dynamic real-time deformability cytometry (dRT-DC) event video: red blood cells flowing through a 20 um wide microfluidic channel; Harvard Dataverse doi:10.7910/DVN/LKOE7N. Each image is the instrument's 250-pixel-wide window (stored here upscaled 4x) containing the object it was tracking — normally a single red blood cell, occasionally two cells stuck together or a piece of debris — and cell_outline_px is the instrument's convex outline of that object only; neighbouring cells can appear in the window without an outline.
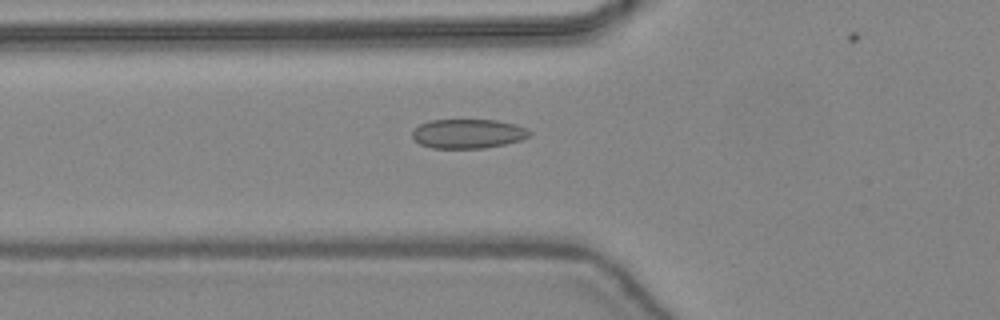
{"species": "common noctule bat (a hibernating species)", "species_latin": "Nyctalus noctula", "temperature_condition": "warm", "stored_images_in_passage": 29, "camera_frame_rate_fps": 3000, "um_per_image_px": 0.085, "animal": {"sex": "female", "body_mass_g": 24.6, "forearm_length_mm": 56.2}, "frame": {"image": 1, "passage_image": 5, "time_ms": 1.333, "image_size_px": [1000, 320], "cell_outline_px": [[532, 132], [528, 136], [520, 140], [504, 144], [484, 148], [432, 148], [420, 144], [412, 136], [412, 132], [420, 124], [432, 120], [496, 120], [516, 124]], "centroid_in_image_um": [39.78, 11.36], "position_along_channel_um": 86.0, "area_um2": 19.83}}
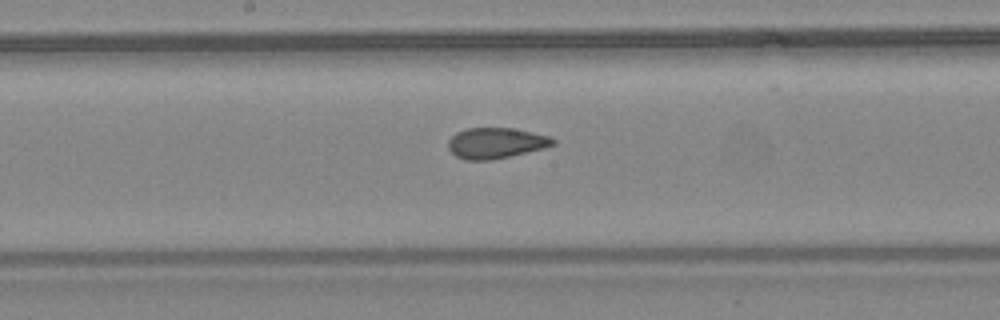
{"frame": {"image": 2, "passage_image": 13, "time_ms": 4.0, "image_size_px": [1000, 320], "cell_outline_px": [[556, 144], [544, 148], [492, 160], [464, 160], [456, 156], [448, 148], [448, 140], [456, 132], [468, 128], [516, 128], [552, 136], [556, 140]], "centroid_in_image_um": [42.18, 12.15], "position_along_channel_um": 206.0, "area_um2": 18.96}}
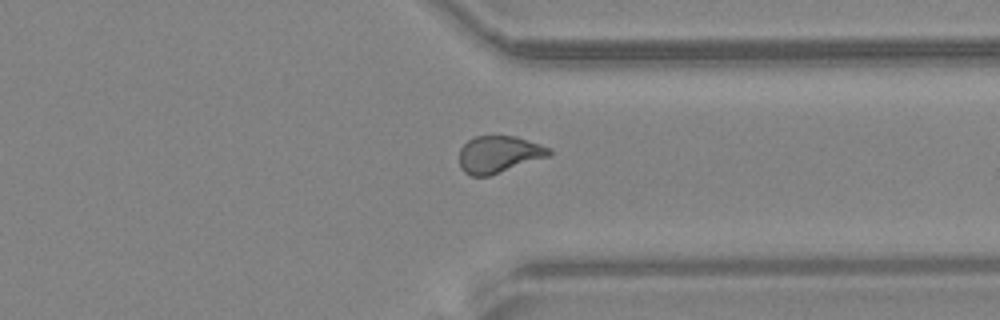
{"frame": {"image": 3, "passage_image": 24, "time_ms": 7.667, "image_size_px": [1000, 320], "cell_outline_px": [[552, 152], [548, 156], [488, 176], [472, 176], [464, 172], [460, 168], [460, 148], [468, 140], [476, 136], [516, 136], [552, 148]], "centroid_in_image_um": [42.39, 13.11], "position_along_channel_um": 369.0, "area_um2": 19.19}}